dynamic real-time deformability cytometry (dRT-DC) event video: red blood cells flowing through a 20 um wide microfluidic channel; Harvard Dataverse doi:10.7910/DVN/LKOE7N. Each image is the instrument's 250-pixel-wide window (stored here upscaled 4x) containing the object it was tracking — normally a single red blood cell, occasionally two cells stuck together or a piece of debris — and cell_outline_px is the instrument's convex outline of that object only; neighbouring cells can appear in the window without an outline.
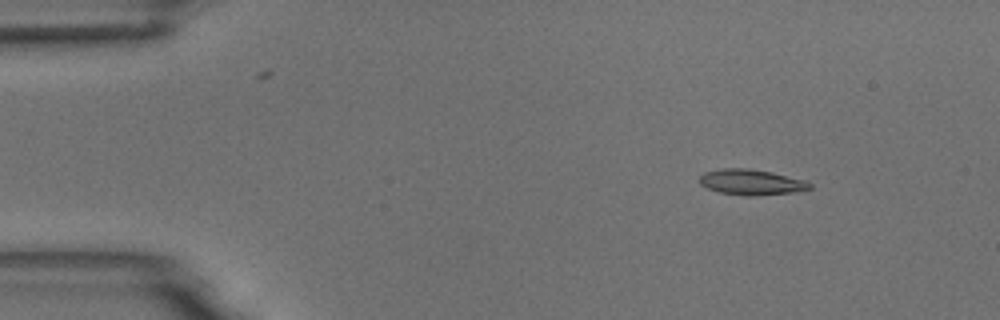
{"species": "common noctule bat (a hibernating species)", "species_latin": "Nyctalus noctula", "temperature_condition": "room temperature", "stored_images_in_passage": 4, "camera_frame_rate_fps": 3000, "um_per_image_px": 0.085, "animal": {"sex": "male", "body_mass_g": 18.8}, "frame": {"image": 1, "passage_image": 2, "time_ms": 1.333, "image_size_px": [1000, 320], "cell_outline_px": [[812, 188], [792, 192], [752, 196], [748, 196], [720, 192], [708, 188], [700, 184], [696, 180], [704, 172], [720, 168], [748, 168], [772, 172], [808, 180], [812, 184]], "centroid_in_image_um": [63.86, 15.47], "position_along_channel_um": 21.1, "area_um2": 16.59}}
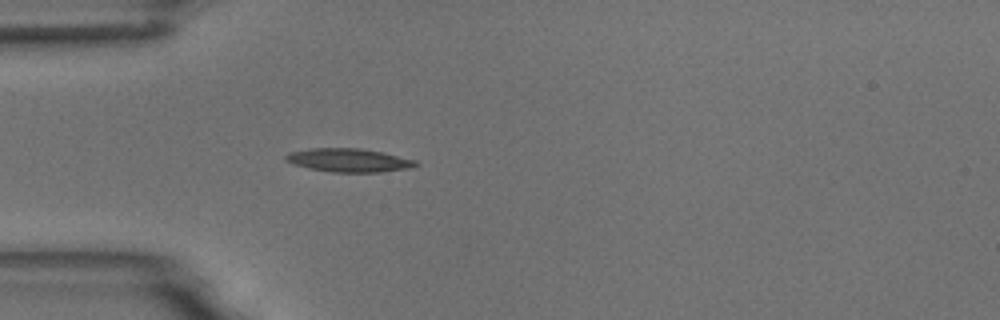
{"frame": {"image": 2, "passage_image": 4, "time_ms": 4.333, "image_size_px": [1000, 320], "cell_outline_px": [[420, 164], [412, 168], [380, 172], [332, 172], [308, 168], [292, 164], [284, 160], [284, 156], [288, 152], [312, 148], [360, 148], [384, 152], [416, 160]], "centroid_in_image_um": [29.65, 13.62], "position_along_channel_um": 55.3, "area_um2": 18.03}}